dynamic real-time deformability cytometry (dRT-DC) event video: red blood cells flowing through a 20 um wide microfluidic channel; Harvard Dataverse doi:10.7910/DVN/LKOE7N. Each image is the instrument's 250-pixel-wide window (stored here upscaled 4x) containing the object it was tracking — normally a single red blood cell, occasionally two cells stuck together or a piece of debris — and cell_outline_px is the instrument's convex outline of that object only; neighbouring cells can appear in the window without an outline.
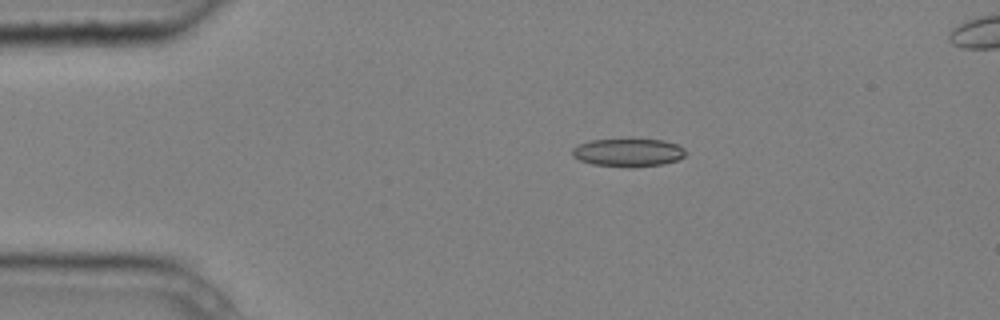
{"species": "common noctule bat (a hibernating species)", "species_latin": "Nyctalus noctula", "temperature_condition": "cold", "stored_images_in_passage": 6, "camera_frame_rate_fps": 3000, "um_per_image_px": 0.085, "animal": {"sex": "male", "body_mass_g": 20.4}, "frame": {"image": 1, "passage_image": 1, "time_ms": 0.0, "image_size_px": [1000, 320], "cell_outline_px": [[688, 152], [684, 156], [676, 160], [664, 164], [632, 168], [628, 168], [592, 164], [580, 160], [572, 156], [572, 148], [580, 144], [592, 140], [632, 136], [664, 140], [676, 144], [684, 148]], "centroid_in_image_um": [53.42, 12.92], "position_along_channel_um": 31.6, "area_um2": 19.59}}
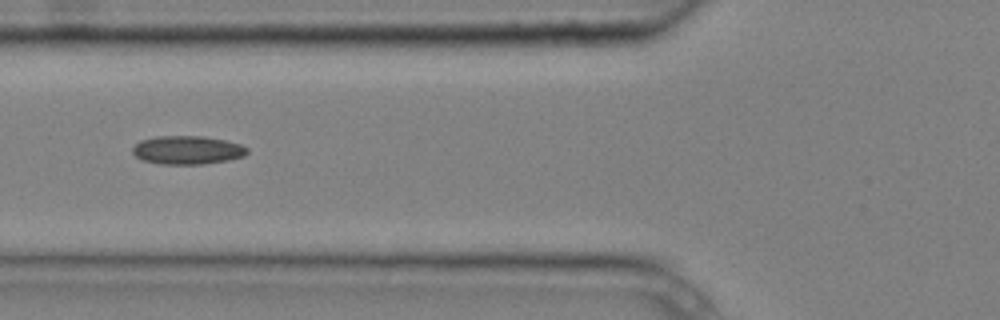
{"frame": {"image": 2, "passage_image": 4, "time_ms": 1.0, "image_size_px": [1000, 320], "cell_outline_px": [[248, 152], [244, 156], [228, 160], [200, 164], [160, 164], [144, 160], [136, 156], [132, 152], [132, 148], [140, 140], [156, 136], [204, 136], [224, 140], [240, 144], [248, 148]], "centroid_in_image_um": [15.92, 12.75], "position_along_channel_um": 109.9, "area_um2": 18.96}}
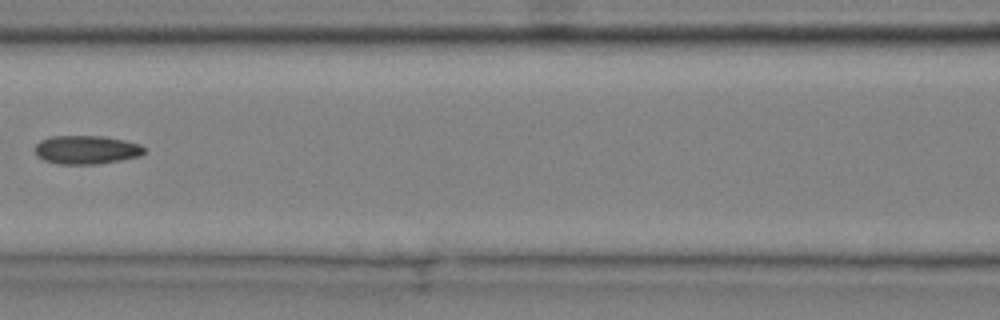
{"frame": {"image": 3, "passage_image": 5, "time_ms": 1.333, "image_size_px": [1000, 320], "cell_outline_px": [[144, 152], [140, 156], [100, 164], [56, 164], [44, 160], [36, 156], [36, 144], [40, 140], [52, 136], [104, 136], [124, 140], [140, 144], [144, 148]], "centroid_in_image_um": [7.33, 12.73], "position_along_channel_um": 159.3, "area_um2": 18.26}}